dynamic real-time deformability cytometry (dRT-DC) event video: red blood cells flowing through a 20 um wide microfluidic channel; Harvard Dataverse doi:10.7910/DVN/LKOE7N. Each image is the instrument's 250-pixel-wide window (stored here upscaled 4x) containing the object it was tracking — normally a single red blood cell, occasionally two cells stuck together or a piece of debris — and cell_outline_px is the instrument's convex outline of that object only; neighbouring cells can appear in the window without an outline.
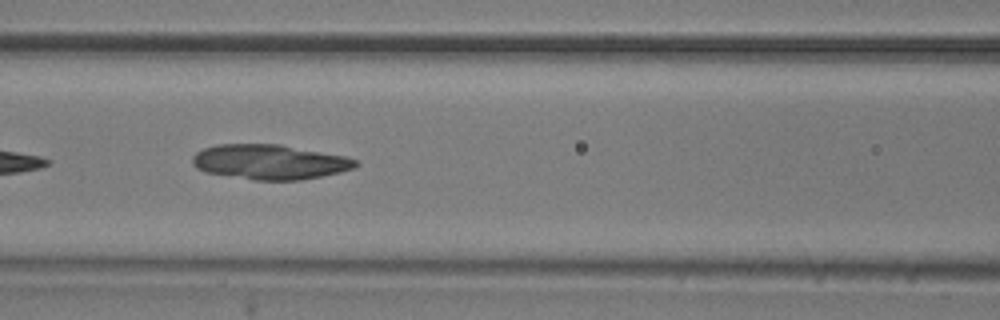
{"species": "common noctule bat (a hibernating species)", "species_latin": "Nyctalus noctula", "temperature_condition": "room temperature", "stored_images_in_passage": 9, "segment_of_instrument_passage": [1, 2], "camera_frame_rate_fps": 3000, "um_per_image_px": 0.085, "animal": {"sex": "male", "body_mass_g": 20.5, "forearm_length_mm": 52.5}, "frame": {"image": 1, "passage_image": 7, "time_ms": 2.0, "image_size_px": [1000, 320], "cell_outline_px": [[360, 164], [356, 168], [340, 172], [300, 180], [252, 180], [204, 172], [196, 168], [192, 164], [192, 156], [196, 152], [204, 148], [216, 144], [280, 144], [344, 156], [356, 160]], "centroid_in_image_um": [22.9, 13.77], "position_along_channel_um": 143.7, "area_um2": 33.29}}
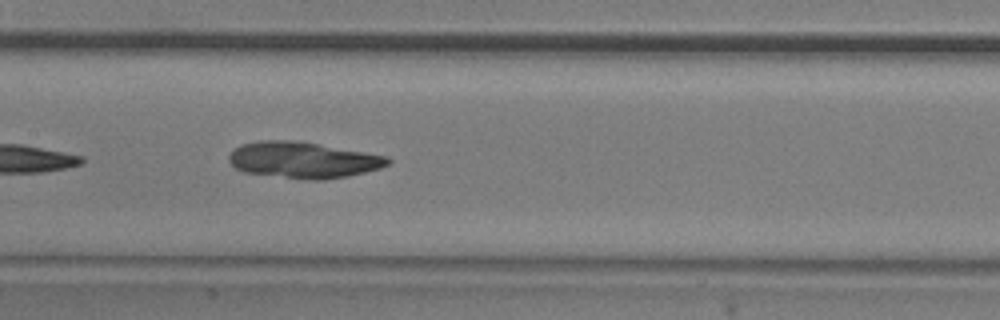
{"frame": {"image": 2, "passage_image": 8, "time_ms": 2.333, "image_size_px": [1000, 320], "cell_outline_px": [[392, 160], [388, 164], [380, 168], [348, 176], [324, 180], [308, 180], [244, 172], [236, 168], [228, 160], [228, 156], [240, 144], [260, 140], [296, 140], [388, 156]], "centroid_in_image_um": [25.77, 13.6], "position_along_channel_um": 181.6, "area_um2": 33.52}}